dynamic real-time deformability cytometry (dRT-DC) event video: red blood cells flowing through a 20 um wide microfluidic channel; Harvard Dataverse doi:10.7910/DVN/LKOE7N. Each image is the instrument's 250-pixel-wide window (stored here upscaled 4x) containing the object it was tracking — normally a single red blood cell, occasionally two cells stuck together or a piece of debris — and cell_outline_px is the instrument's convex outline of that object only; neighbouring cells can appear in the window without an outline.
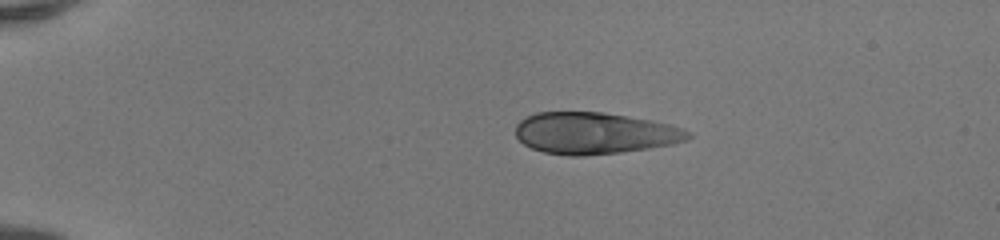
{"species": "human", "species_latin": "Homo sapiens", "temperature_condition": "room temperature", "stored_images_in_passage": 40, "camera_frame_rate_fps": 3000, "um_per_image_px": 0.085, "donor": {"sex": "female"}, "frame": {"image": 1, "passage_image": 1, "time_ms": 0.0, "image_size_px": [1000, 240], "cell_outline_px": [[692, 136], [688, 140], [672, 144], [648, 148], [620, 152], [584, 156], [568, 156], [544, 152], [532, 148], [524, 144], [516, 136], [516, 124], [520, 120], [536, 112], [604, 112], [628, 116], [668, 124], [684, 128], [692, 132]], "centroid_in_image_um": [50.55, 11.32], "position_along_channel_um": 34.5, "area_um2": 41.91}}
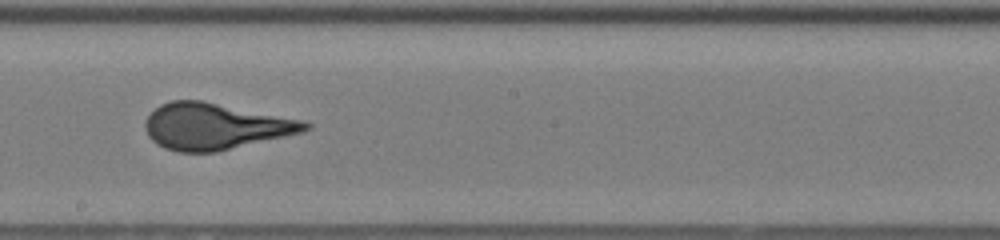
{"frame": {"image": 2, "passage_image": 20, "time_ms": 6.333, "image_size_px": [1000, 240], "cell_outline_px": [[312, 128], [304, 132], [216, 152], [180, 152], [164, 148], [156, 144], [148, 136], [144, 124], [148, 116], [160, 104], [172, 100], [200, 100], [304, 120], [312, 124]], "centroid_in_image_um": [18.31, 10.74], "position_along_channel_um": 229.9, "area_um2": 43.18}}
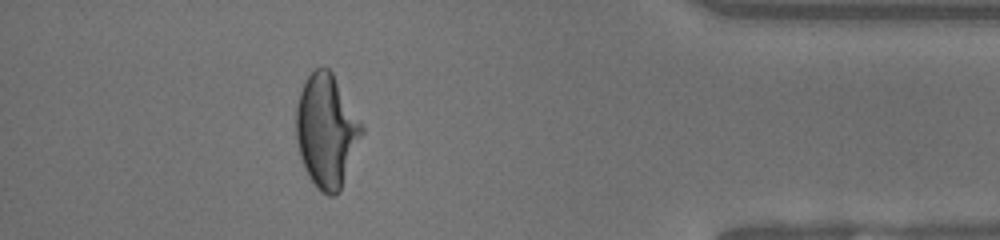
{"frame": {"image": 3, "passage_image": 35, "time_ms": 11.333, "image_size_px": [1000, 240], "cell_outline_px": [[364, 132], [340, 188], [332, 196], [328, 196], [316, 188], [308, 176], [304, 168], [300, 156], [296, 140], [296, 104], [300, 92], [308, 76], [316, 68], [328, 68], [332, 72], [360, 120], [364, 128]], "centroid_in_image_um": [27.73, 11.12], "position_along_channel_um": 407.5, "area_um2": 42.83}}